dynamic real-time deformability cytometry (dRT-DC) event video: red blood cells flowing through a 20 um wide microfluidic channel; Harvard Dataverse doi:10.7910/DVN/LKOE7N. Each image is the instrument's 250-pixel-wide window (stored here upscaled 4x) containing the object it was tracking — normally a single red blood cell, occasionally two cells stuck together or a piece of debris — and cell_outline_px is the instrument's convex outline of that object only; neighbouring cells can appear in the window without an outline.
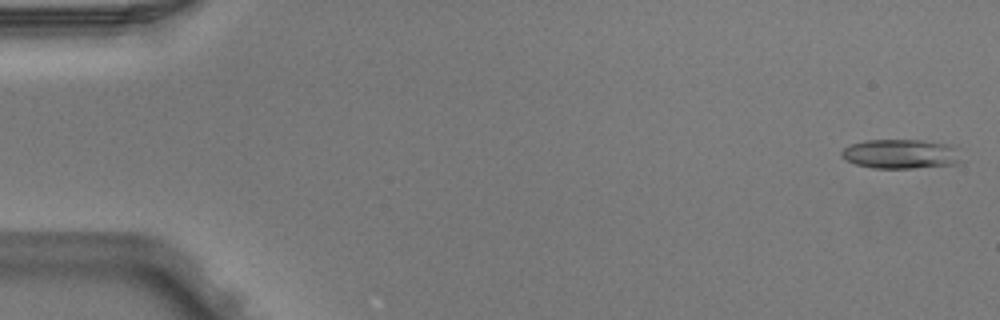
{"species": "Egyptian fruit bat (a non-hibernating species)", "species_latin": "Rousettus aegyptiacus", "temperature_condition": "warm", "stored_images_in_passage": 5, "camera_frame_rate_fps": 3000, "um_per_image_px": 0.085, "animal": {"sex": "male"}, "frame": {"image": 1, "passage_image": 1, "time_ms": 0.0, "image_size_px": [1000, 320], "cell_outline_px": [[964, 160], [956, 164], [912, 168], [872, 168], [856, 164], [844, 160], [840, 156], [840, 152], [844, 148], [852, 144], [864, 140], [924, 140], [948, 144]], "centroid_in_image_um": [76.52, 13.09], "position_along_channel_um": 8.5, "area_um2": 20.52}}
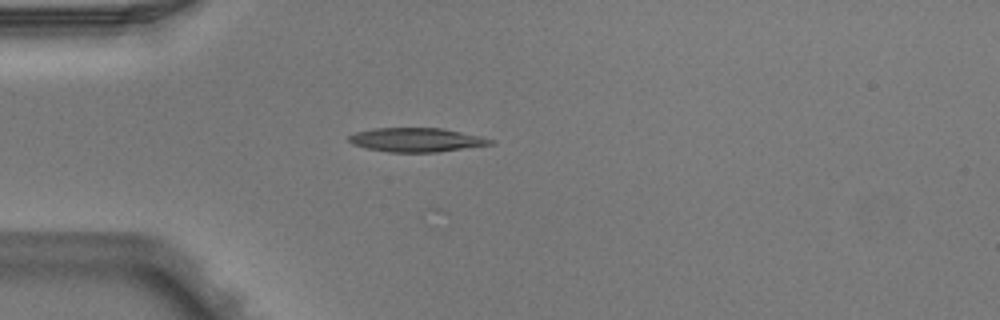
{"frame": {"image": 2, "passage_image": 4, "time_ms": 1.0, "image_size_px": [1000, 320], "cell_outline_px": [[496, 144], [436, 152], [388, 152], [368, 148], [352, 144], [348, 140], [348, 136], [356, 132], [376, 128], [444, 128], [480, 136], [496, 140]], "centroid_in_image_um": [35.45, 11.88], "position_along_channel_um": 49.6, "area_um2": 19.83}}